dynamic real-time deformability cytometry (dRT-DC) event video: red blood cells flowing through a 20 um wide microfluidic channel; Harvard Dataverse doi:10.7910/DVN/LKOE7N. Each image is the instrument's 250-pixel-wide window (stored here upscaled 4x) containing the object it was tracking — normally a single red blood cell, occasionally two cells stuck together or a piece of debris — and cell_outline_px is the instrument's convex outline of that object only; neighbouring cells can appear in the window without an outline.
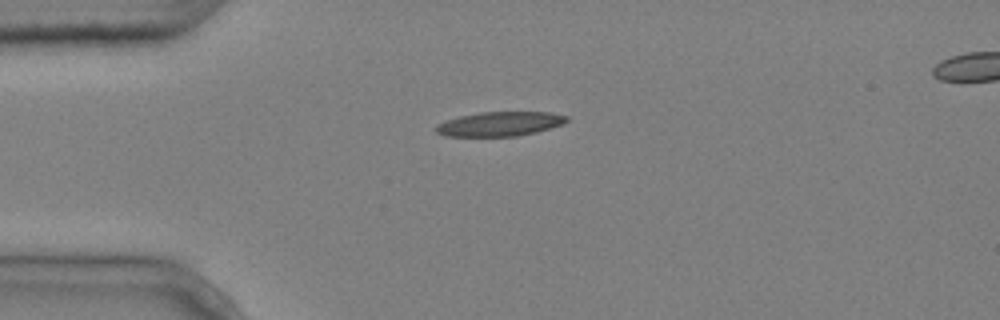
{"species": "common noctule bat (a hibernating species)", "species_latin": "Nyctalus noctula", "temperature_condition": "cold", "stored_images_in_passage": 3, "camera_frame_rate_fps": 3000, "um_per_image_px": 0.085, "animal": {"sex": "male", "body_mass_g": 20.4}, "frame": {"image": 1, "passage_image": 3, "time_ms": 0.667, "image_size_px": [1000, 320], "cell_outline_px": [[568, 120], [564, 124], [536, 132], [516, 136], [444, 136], [436, 132], [436, 124], [460, 116], [480, 112], [552, 112], [568, 116]], "centroid_in_image_um": [42.51, 10.53], "position_along_channel_um": 42.5, "area_um2": 18.55}}